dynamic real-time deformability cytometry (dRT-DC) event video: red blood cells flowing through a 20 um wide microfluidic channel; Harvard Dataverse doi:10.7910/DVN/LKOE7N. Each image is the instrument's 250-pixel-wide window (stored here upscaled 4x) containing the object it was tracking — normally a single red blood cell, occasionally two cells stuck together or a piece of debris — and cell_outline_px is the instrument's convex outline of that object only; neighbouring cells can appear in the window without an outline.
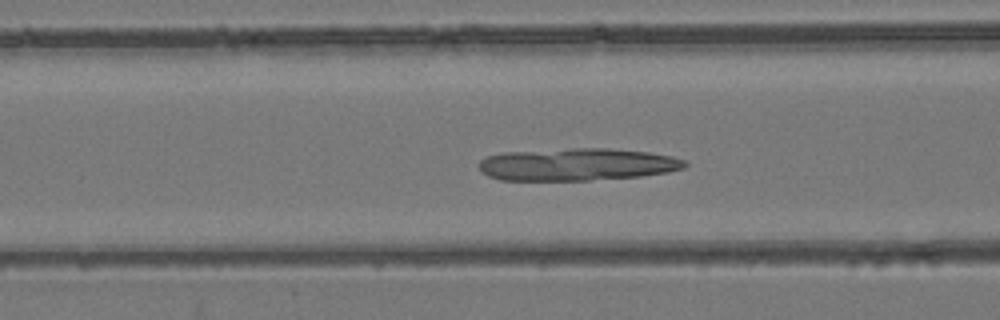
{"species": "common noctule bat (a hibernating species)", "species_latin": "Nyctalus noctula", "temperature_condition": "room temperature", "stored_images_in_passage": 42, "camera_frame_rate_fps": 3000, "um_per_image_px": 0.085, "animal": {"sex": "female", "body_mass_g": 24.6, "forearm_length_mm": 56.2}, "frame": {"image": 1, "passage_image": 9, "time_ms": 2.667, "image_size_px": [1000, 320], "cell_outline_px": [[688, 164], [684, 168], [668, 172], [640, 176], [588, 180], [500, 180], [488, 176], [476, 164], [484, 156], [504, 152], [572, 148], [608, 148], [648, 152], [672, 156], [684, 160]], "centroid_in_image_um": [49.03, 13.97], "position_along_channel_um": 117.6, "area_um2": 39.02}}
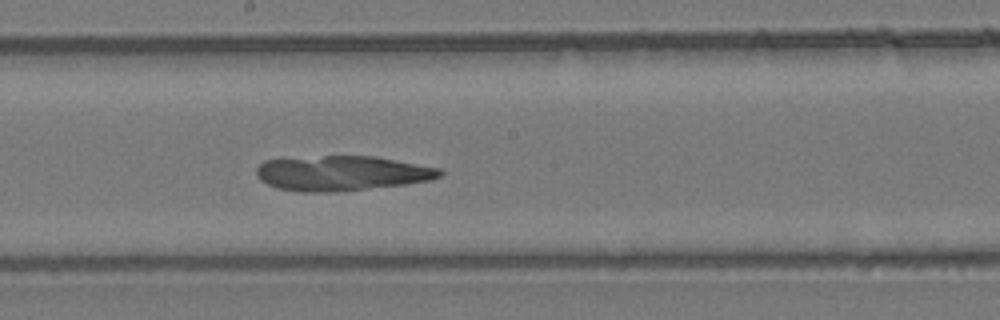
{"frame": {"image": 2, "passage_image": 17, "time_ms": 5.333, "image_size_px": [1000, 320], "cell_outline_px": [[444, 172], [440, 176], [432, 180], [408, 184], [332, 192], [300, 192], [276, 188], [260, 180], [256, 176], [256, 168], [264, 160], [324, 156], [376, 156], [440, 168]], "centroid_in_image_um": [29.06, 14.73], "position_along_channel_um": 219.1, "area_um2": 37.45}}
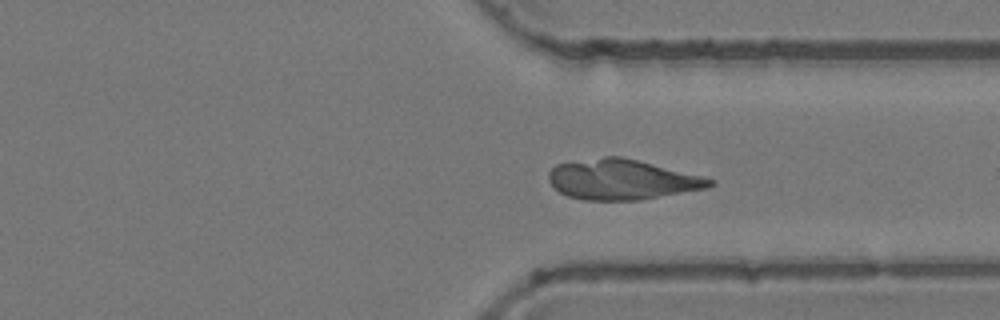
{"frame": {"image": 3, "passage_image": 28, "time_ms": 9.0, "image_size_px": [1000, 320], "cell_outline_px": [[716, 184], [708, 188], [640, 200], [584, 200], [568, 196], [560, 192], [548, 180], [548, 172], [556, 164], [604, 156], [620, 156], [704, 176], [716, 180]], "centroid_in_image_um": [52.9, 15.26], "position_along_channel_um": 358.5, "area_um2": 37.8}}